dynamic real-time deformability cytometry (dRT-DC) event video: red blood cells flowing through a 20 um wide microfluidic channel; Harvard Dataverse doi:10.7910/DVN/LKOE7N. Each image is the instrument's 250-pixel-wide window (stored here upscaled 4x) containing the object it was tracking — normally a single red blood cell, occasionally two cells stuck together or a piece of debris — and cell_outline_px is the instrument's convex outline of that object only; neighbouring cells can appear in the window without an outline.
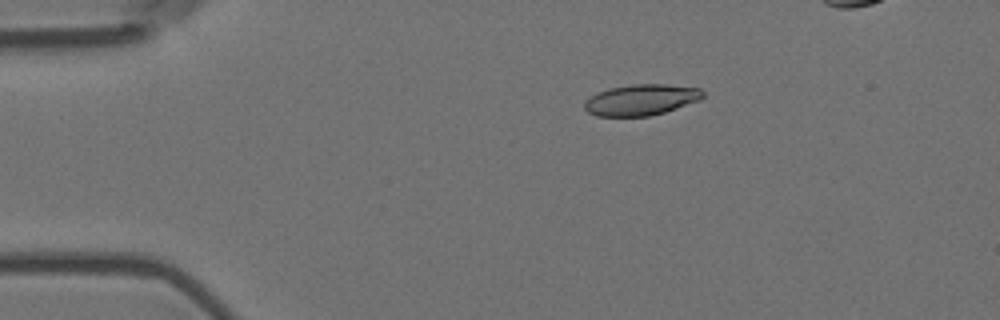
{"species": "Egyptian fruit bat (a non-hibernating species)", "species_latin": "Rousettus aegyptiacus", "temperature_condition": "room temperature", "stored_images_in_passage": 6, "camera_frame_rate_fps": 3000, "um_per_image_px": 0.085, "animal": {"sex": "female"}, "frame": {"image": 1, "passage_image": 1, "time_ms": 0.0, "image_size_px": [1000, 320], "cell_outline_px": [[704, 96], [700, 100], [664, 112], [648, 116], [596, 116], [588, 112], [584, 108], [584, 104], [596, 92], [608, 88], [632, 84], [664, 84], [700, 88], [704, 92]], "centroid_in_image_um": [54.5, 8.48], "position_along_channel_um": 30.5, "area_um2": 21.33}}
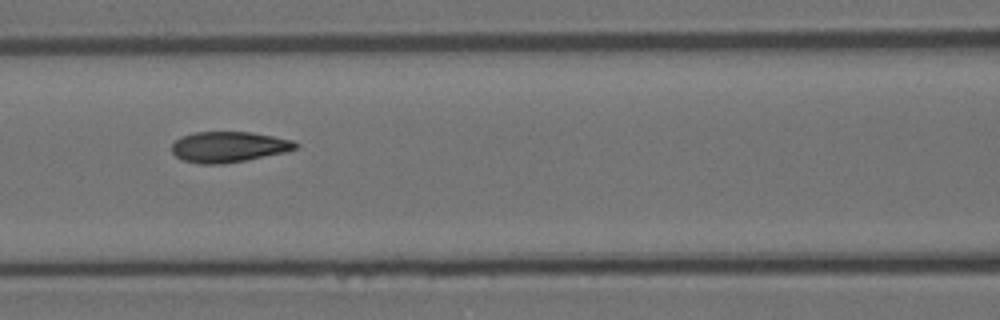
{"frame": {"image": 2, "passage_image": 5, "time_ms": 1.333, "image_size_px": [1000, 320], "cell_outline_px": [[300, 144], [296, 148], [284, 152], [224, 164], [200, 164], [184, 160], [176, 156], [172, 152], [172, 144], [180, 136], [196, 132], [252, 132], [292, 140]], "centroid_in_image_um": [19.41, 12.48], "position_along_channel_um": 147.2, "area_um2": 21.96}}
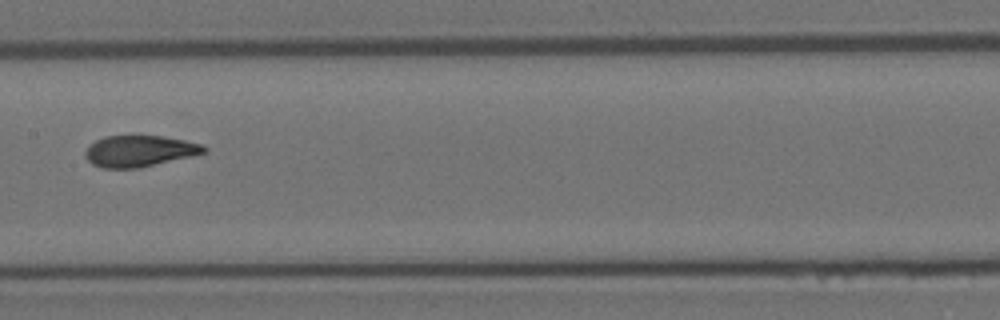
{"frame": {"image": 3, "passage_image": 6, "time_ms": 1.667, "image_size_px": [1000, 320], "cell_outline_px": [[208, 152], [192, 156], [140, 168], [104, 168], [92, 164], [84, 156], [84, 152], [88, 144], [104, 136], [164, 136], [204, 144], [208, 148]], "centroid_in_image_um": [11.86, 12.84], "position_along_channel_um": 195.5, "area_um2": 21.91}}